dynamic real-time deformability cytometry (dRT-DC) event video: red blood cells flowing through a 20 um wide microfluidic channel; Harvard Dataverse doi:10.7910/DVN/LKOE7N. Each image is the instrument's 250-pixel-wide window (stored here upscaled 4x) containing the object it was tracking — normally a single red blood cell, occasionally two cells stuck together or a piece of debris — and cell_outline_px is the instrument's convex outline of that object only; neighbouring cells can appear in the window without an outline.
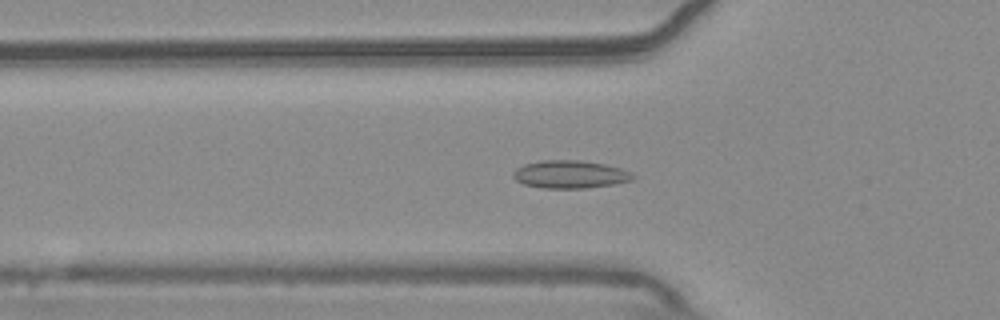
{"species": "common noctule bat (a hibernating species)", "species_latin": "Nyctalus noctula", "temperature_condition": "warm", "stored_images_in_passage": 55, "camera_frame_rate_fps": 3000, "um_per_image_px": 0.085, "animal": {"sex": "male", "body_mass_g": 20.4}, "frame": {"image": 1, "passage_image": 19, "time_ms": 6.0, "image_size_px": [1000, 320], "cell_outline_px": [[636, 176], [632, 180], [616, 184], [588, 188], [544, 188], [524, 184], [516, 180], [512, 176], [512, 172], [516, 168], [524, 164], [540, 160], [580, 160], [604, 164], [620, 168], [632, 172]], "centroid_in_image_um": [48.47, 14.82], "position_along_channel_um": 77.3, "area_um2": 19.59}}
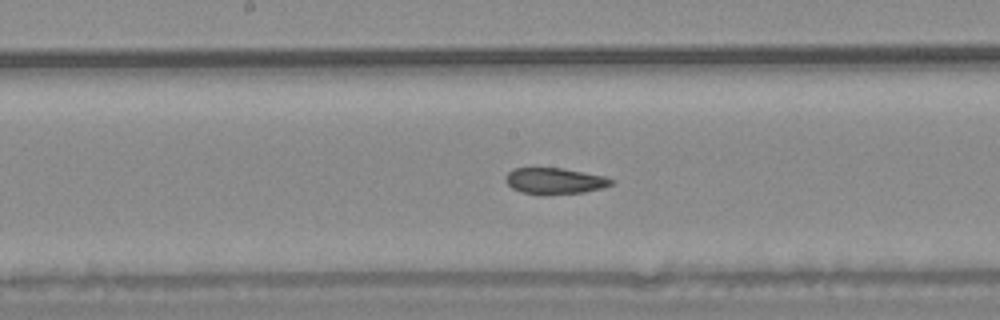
{"frame": {"image": 2, "passage_image": 29, "time_ms": 9.333, "image_size_px": [1000, 320], "cell_outline_px": [[616, 180], [612, 184], [600, 188], [584, 192], [544, 196], [540, 196], [520, 192], [512, 188], [504, 180], [504, 176], [512, 168], [564, 168], [604, 176]], "centroid_in_image_um": [47.1, 15.39], "position_along_channel_um": 201.1, "area_um2": 16.53}}
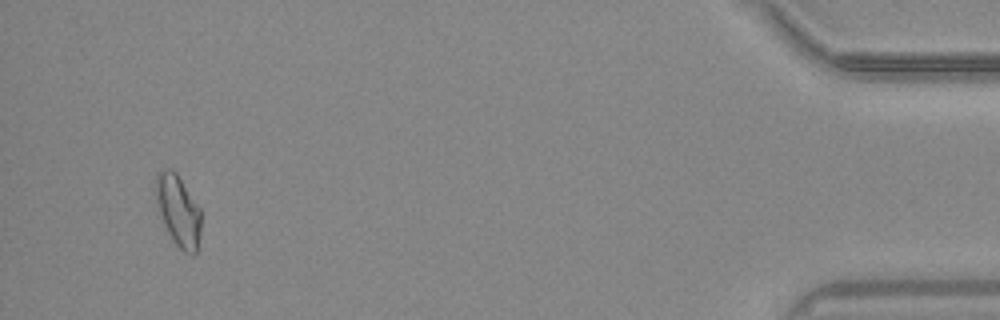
{"frame": {"image": 3, "passage_image": 53, "time_ms": 17.333, "image_size_px": [1000, 320], "cell_outline_px": [[200, 232], [196, 252], [192, 256], [184, 252], [172, 240], [164, 224], [152, 188], [156, 172], [160, 168], [172, 168], [176, 172], [200, 208]], "centroid_in_image_um": [15.1, 17.83], "position_along_channel_um": 420.1, "area_um2": 19.07}, "authors_computed_cell_mechanics": {"area_um2": 17.4556, "velocity_mm_per_s": 3.6932, "shape_relaxation_time_tau1_ms": null, "shape_relaxation_time_tau2_ms": 3.6848, "deformation_change_tau1": null, "deformation_change_tau2": 0.0802}}